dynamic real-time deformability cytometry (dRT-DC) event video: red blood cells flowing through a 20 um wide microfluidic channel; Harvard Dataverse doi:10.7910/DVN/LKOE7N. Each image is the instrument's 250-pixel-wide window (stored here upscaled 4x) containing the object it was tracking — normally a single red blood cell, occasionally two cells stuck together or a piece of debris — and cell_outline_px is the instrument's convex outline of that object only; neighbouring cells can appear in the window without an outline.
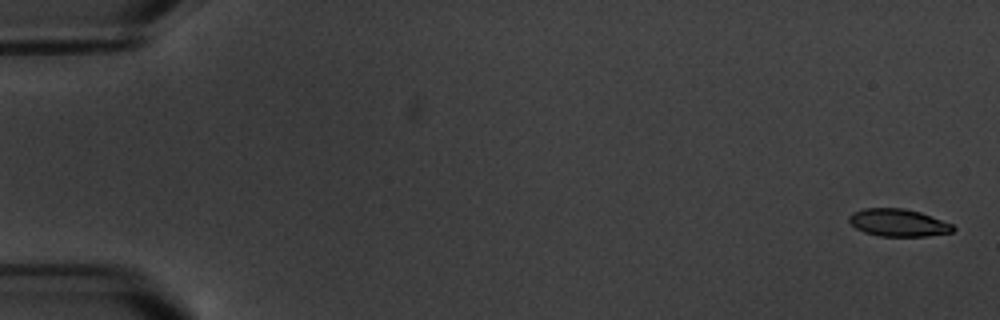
{"species": "common noctule bat (a hibernating species)", "species_latin": "Nyctalus noctula", "temperature_condition": "warm", "stored_images_in_passage": 6, "camera_frame_rate_fps": 3000, "um_per_image_px": 0.085, "animal": {"sex": "male", "body_mass_g": 20.1, "forearm_length_mm": 53.5}, "frame": {"image": 1, "passage_image": 1, "time_ms": 0.0, "image_size_px": [1000, 320], "cell_outline_px": [[956, 228], [952, 232], [928, 236], [880, 236], [864, 232], [856, 228], [848, 220], [848, 216], [852, 212], [864, 208], [904, 208], [920, 212], [952, 224]], "centroid_in_image_um": [76.34, 18.92], "position_along_channel_um": 8.7, "area_um2": 16.65}}
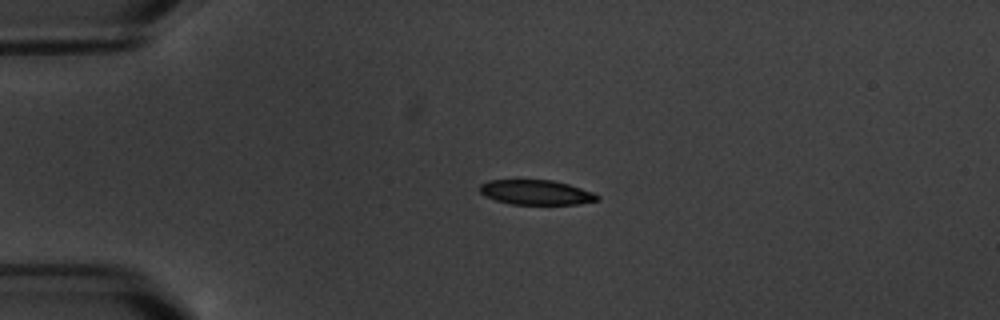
{"frame": {"image": 2, "passage_image": 5, "time_ms": 4.333, "image_size_px": [1000, 320], "cell_outline_px": [[600, 200], [576, 204], [512, 204], [496, 200], [484, 196], [480, 192], [480, 184], [488, 180], [552, 180], [568, 184], [592, 192], [600, 196]], "centroid_in_image_um": [45.56, 16.35], "position_along_channel_um": 39.4, "area_um2": 16.88}}